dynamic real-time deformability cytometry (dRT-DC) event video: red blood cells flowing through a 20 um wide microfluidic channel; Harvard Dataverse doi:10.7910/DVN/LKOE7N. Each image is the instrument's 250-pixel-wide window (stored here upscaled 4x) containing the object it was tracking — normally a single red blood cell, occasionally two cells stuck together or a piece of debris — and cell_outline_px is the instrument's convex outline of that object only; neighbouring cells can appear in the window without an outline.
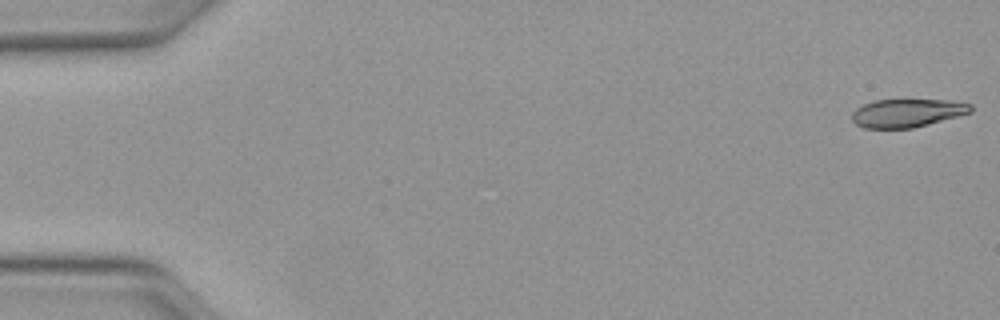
{"species": "Egyptian fruit bat (a non-hibernating species)", "species_latin": "Rousettus aegyptiacus", "temperature_condition": "warm", "stored_images_in_passage": 45, "camera_frame_rate_fps": 3000, "um_per_image_px": 0.085, "animal": {"sex": "female"}, "frame": {"image": 1, "passage_image": 1, "time_ms": 0.0, "image_size_px": [1000, 320], "cell_outline_px": [[972, 112], [928, 124], [912, 128], [864, 128], [856, 124], [852, 120], [852, 112], [856, 108], [864, 104], [876, 100], [952, 100], [972, 104]], "centroid_in_image_um": [77.11, 9.6], "position_along_channel_um": 7.9, "area_um2": 19.48}}
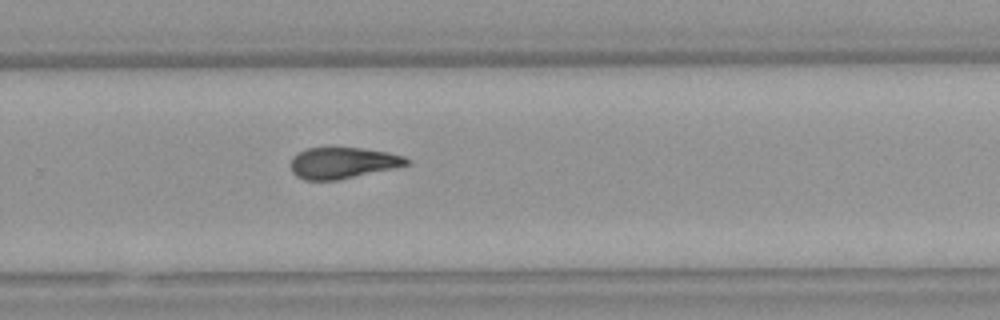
{"frame": {"image": 2, "passage_image": 33, "time_ms": 10.667, "image_size_px": [1000, 320], "cell_outline_px": [[408, 164], [396, 168], [336, 180], [304, 180], [296, 176], [292, 172], [292, 156], [296, 152], [308, 148], [360, 148], [388, 152], [404, 156], [408, 160]], "centroid_in_image_um": [29.11, 13.85], "position_along_channel_um": 300.7, "area_um2": 20.98}}
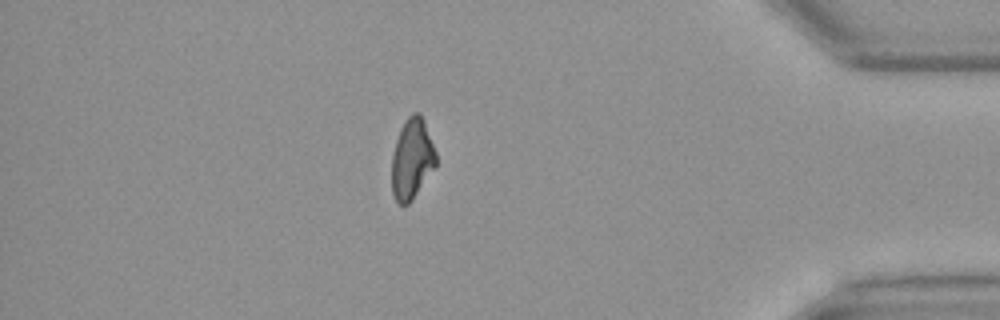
{"frame": {"image": 3, "passage_image": 43, "time_ms": 14.0, "image_size_px": [1000, 320], "cell_outline_px": [[436, 168], [412, 200], [408, 204], [400, 204], [396, 200], [392, 192], [392, 156], [396, 140], [400, 128], [404, 120], [412, 112], [420, 112], [424, 120], [436, 152]], "centroid_in_image_um": [35.03, 13.49], "position_along_channel_um": 400.2, "area_um2": 20.98}, "authors_computed_cell_mechanics": {"area_um2": 21.7906, "velocity_mm_per_s": 4.1375, "shape_relaxation_time_tau1_ms": 4.4671, "shape_relaxation_time_tau2_ms": 6.0721, "deformation_change_tau1": 0.1812, "deformation_change_tau2": 0.1601}}